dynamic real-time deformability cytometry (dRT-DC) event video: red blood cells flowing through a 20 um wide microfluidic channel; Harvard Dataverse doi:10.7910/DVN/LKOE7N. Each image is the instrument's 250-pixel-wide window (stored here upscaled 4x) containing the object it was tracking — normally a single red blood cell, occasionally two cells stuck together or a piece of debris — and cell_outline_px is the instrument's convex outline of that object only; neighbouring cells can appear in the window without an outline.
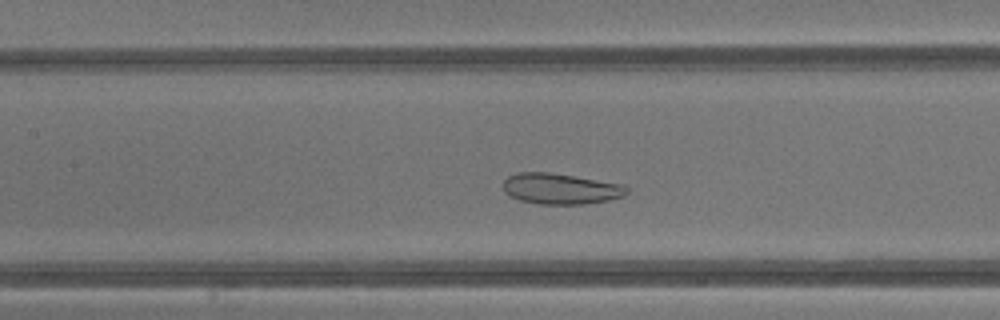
{"species": "common noctule bat (a hibernating species)", "species_latin": "Nyctalus noctula", "temperature_condition": "warm", "stored_images_in_passage": 37, "camera_frame_rate_fps": 3000, "um_per_image_px": 0.085, "animal": {"sex": "male", "body_mass_g": 13.3}, "frame": {"image": 1, "passage_image": 14, "time_ms": 4.333, "image_size_px": [1000, 320], "cell_outline_px": [[628, 192], [624, 196], [608, 200], [584, 204], [536, 204], [520, 200], [508, 196], [504, 192], [504, 180], [508, 176], [516, 172], [548, 172], [624, 184], [628, 188]], "centroid_in_image_um": [47.63, 16.04], "position_along_channel_um": 159.8, "area_um2": 22.31}}
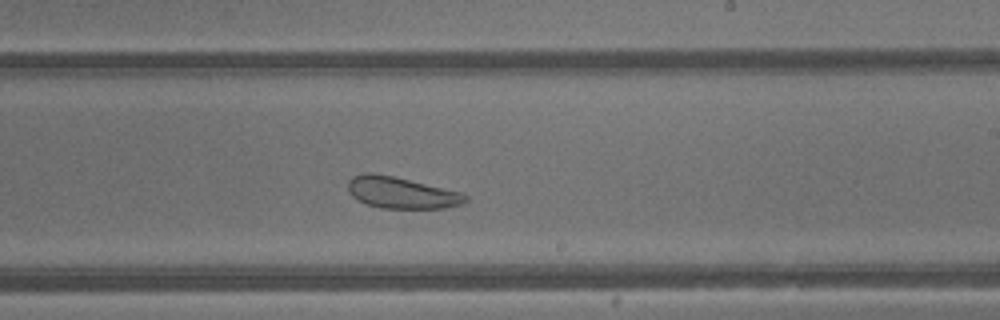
{"frame": {"image": 2, "passage_image": 20, "time_ms": 6.333, "image_size_px": [1000, 320], "cell_outline_px": [[468, 200], [460, 204], [444, 208], [380, 208], [368, 204], [352, 196], [348, 192], [348, 180], [352, 176], [364, 172], [372, 172], [392, 176], [464, 192], [468, 196]], "centroid_in_image_um": [34.13, 16.37], "position_along_channel_um": 254.9, "area_um2": 21.62}}
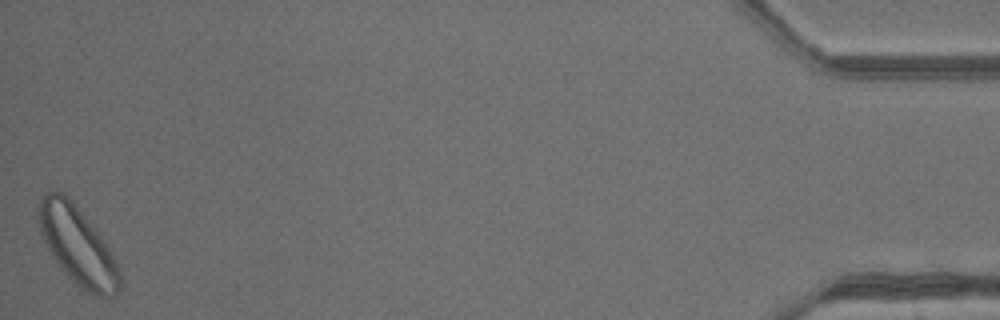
{"frame": {"image": 3, "passage_image": 37, "time_ms": 12.0, "image_size_px": [1000, 320], "cell_outline_px": [[120, 292], [116, 296], [92, 296], [84, 292], [60, 268], [52, 256], [40, 232], [36, 220], [36, 212], [40, 196], [44, 192], [64, 192], [72, 200], [96, 228], [120, 268]], "centroid_in_image_um": [6.57, 20.87], "position_along_channel_um": 428.6, "area_um2": 37.51}, "authors_computed_cell_mechanics": {"area_um2": 28.7844, "velocity_mm_per_s": 4.7741, "shape_relaxation_time_tau1_ms": null, "shape_relaxation_time_tau2_ms": 1.4699, "deformation_change_tau1": null, "deformation_change_tau2": 0.0908}}